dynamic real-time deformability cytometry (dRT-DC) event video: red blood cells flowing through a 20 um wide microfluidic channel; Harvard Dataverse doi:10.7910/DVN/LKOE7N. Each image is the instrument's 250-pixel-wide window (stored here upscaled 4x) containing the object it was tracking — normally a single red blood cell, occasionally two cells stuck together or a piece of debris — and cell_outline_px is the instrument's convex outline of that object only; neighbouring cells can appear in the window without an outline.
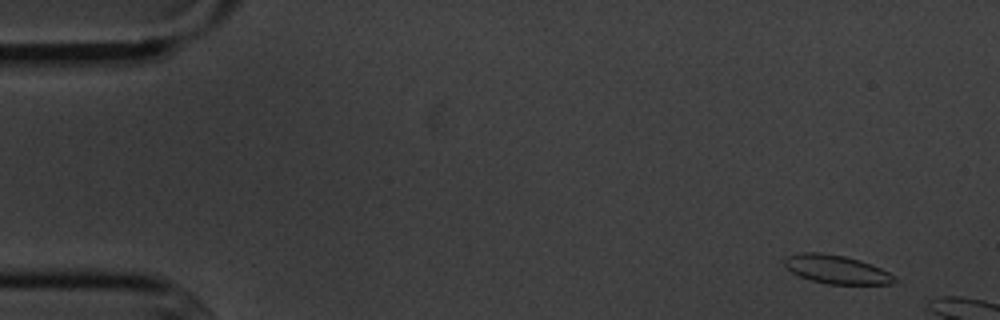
{"species": "common noctule bat (a hibernating species)", "species_latin": "Nyctalus noctula", "temperature_condition": "cold", "stored_images_in_passage": 10, "camera_frame_rate_fps": 3000, "um_per_image_px": 0.085, "animal": {"sex": "male", "body_mass_g": 20.1, "forearm_length_mm": 53.5}, "frame": {"image": 1, "passage_image": 4, "time_ms": 1.0, "image_size_px": [1000, 320], "cell_outline_px": [[900, 280], [892, 284], [828, 284], [812, 280], [800, 276], [784, 268], [784, 256], [800, 252], [820, 252], [844, 256], [860, 260], [872, 264], [896, 276]], "centroid_in_image_um": [71.1, 22.89], "position_along_channel_um": 13.9, "area_um2": 18.55}}